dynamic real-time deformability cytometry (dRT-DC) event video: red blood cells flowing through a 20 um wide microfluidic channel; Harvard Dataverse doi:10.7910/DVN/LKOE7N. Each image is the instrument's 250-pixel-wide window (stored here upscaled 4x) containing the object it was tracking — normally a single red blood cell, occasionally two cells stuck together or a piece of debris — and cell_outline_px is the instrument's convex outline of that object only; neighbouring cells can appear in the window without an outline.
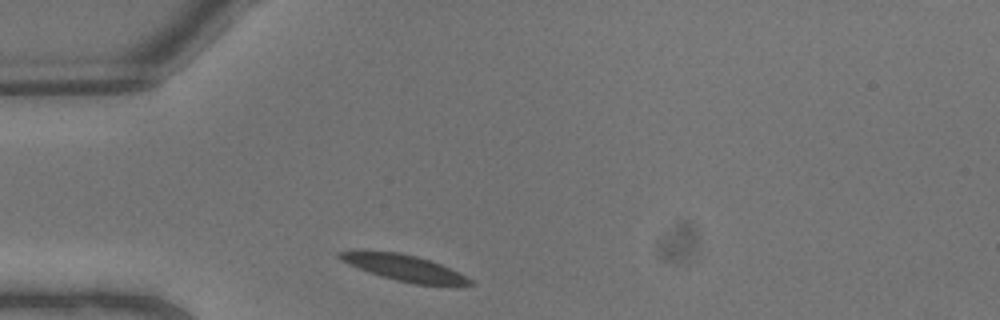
{"species": "common noctule bat (a hibernating species)", "species_latin": "Nyctalus noctula", "temperature_condition": "warm", "stored_images_in_passage": 3, "camera_frame_rate_fps": 3000, "um_per_image_px": 0.085, "animal": {"sex": "male", "body_mass_g": 13.3}, "frame": {"image": 1, "passage_image": 1, "time_ms": 0.0, "image_size_px": [1000, 320], "cell_outline_px": [[476, 284], [416, 284], [396, 280], [380, 276], [340, 260], [336, 256], [336, 252], [356, 248], [364, 248], [396, 252], [416, 256], [432, 260], [472, 280]], "centroid_in_image_um": [34.17, 22.69], "position_along_channel_um": 50.8, "area_um2": 19.94}}
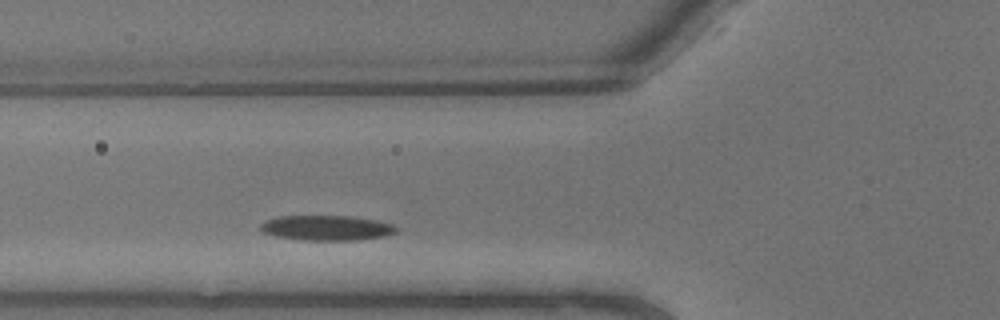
{"frame": {"image": 2, "passage_image": 3, "time_ms": 0.667, "image_size_px": [1000, 320], "cell_outline_px": [[400, 228], [396, 232], [384, 236], [356, 240], [300, 240], [276, 236], [264, 232], [260, 228], [260, 224], [264, 220], [276, 216], [352, 216], [376, 220], [392, 224]], "centroid_in_image_um": [27.76, 19.36], "position_along_channel_um": 98.0, "area_um2": 19.94}}